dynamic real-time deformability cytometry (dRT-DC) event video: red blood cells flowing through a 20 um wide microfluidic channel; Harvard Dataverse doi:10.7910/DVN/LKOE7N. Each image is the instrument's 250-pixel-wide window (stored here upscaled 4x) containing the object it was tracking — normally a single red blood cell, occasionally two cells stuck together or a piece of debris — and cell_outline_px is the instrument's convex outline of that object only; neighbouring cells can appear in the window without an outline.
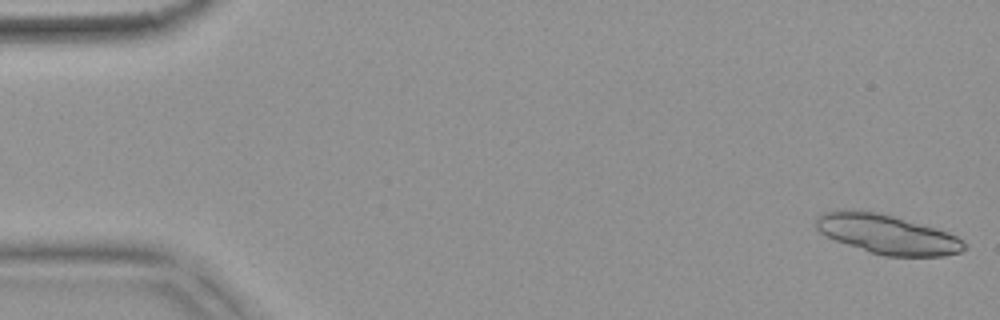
{"species": "common noctule bat (a hibernating species)", "species_latin": "Nyctalus noctula", "temperature_condition": "warm", "stored_images_in_passage": 54, "segment_of_instrument_passage": [1, 2], "camera_frame_rate_fps": 3000, "um_per_image_px": 0.085, "animal": {"sex": "female", "body_mass_g": 18.4}, "frame": {"image": 1, "passage_image": 1, "time_ms": 0.0, "image_size_px": [1000, 320], "cell_outline_px": [[968, 248], [960, 252], [944, 256], [884, 256], [868, 252], [824, 236], [816, 228], [816, 216], [824, 212], [840, 208], [876, 212], [892, 216], [932, 228], [956, 236]], "centroid_in_image_um": [75.31, 19.91], "position_along_channel_um": 9.7, "area_um2": 33.76}}
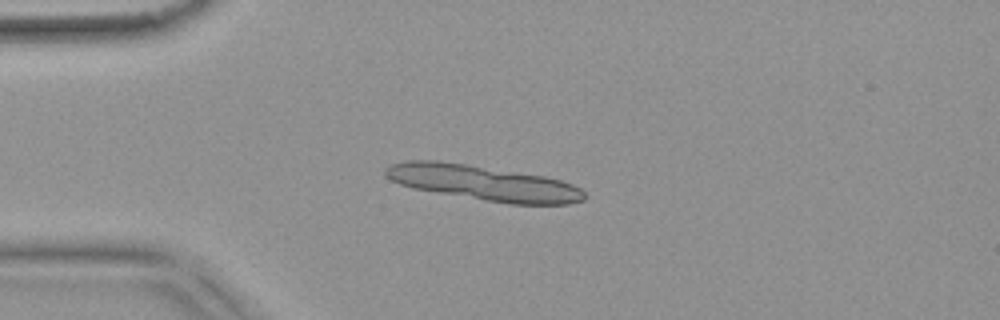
{"frame": {"image": 2, "passage_image": 13, "time_ms": 4.0, "image_size_px": [1000, 320], "cell_outline_px": [[584, 200], [568, 204], [508, 204], [412, 188], [400, 184], [384, 176], [384, 168], [388, 164], [408, 160], [436, 160], [464, 164], [544, 176], [560, 180], [572, 184], [580, 188], [584, 192]], "centroid_in_image_um": [41.03, 15.54], "position_along_channel_um": 44.0, "area_um2": 40.46}}